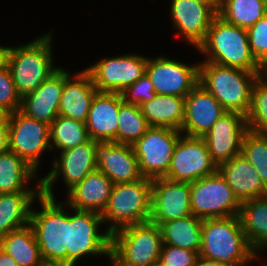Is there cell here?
Masks as SVG:
<instances>
[{
	"label": "cell",
	"mask_w": 267,
	"mask_h": 266,
	"mask_svg": "<svg viewBox=\"0 0 267 266\" xmlns=\"http://www.w3.org/2000/svg\"><path fill=\"white\" fill-rule=\"evenodd\" d=\"M199 255L231 266H246L259 258L247 241L238 215L203 219Z\"/></svg>",
	"instance_id": "cell-1"
},
{
	"label": "cell",
	"mask_w": 267,
	"mask_h": 266,
	"mask_svg": "<svg viewBox=\"0 0 267 266\" xmlns=\"http://www.w3.org/2000/svg\"><path fill=\"white\" fill-rule=\"evenodd\" d=\"M52 37L49 32L27 44L4 47L3 61L21 98L34 92L58 69L52 63Z\"/></svg>",
	"instance_id": "cell-2"
},
{
	"label": "cell",
	"mask_w": 267,
	"mask_h": 266,
	"mask_svg": "<svg viewBox=\"0 0 267 266\" xmlns=\"http://www.w3.org/2000/svg\"><path fill=\"white\" fill-rule=\"evenodd\" d=\"M197 49L208 56L202 62L260 72L261 64L251 52L247 29L229 24L218 15Z\"/></svg>",
	"instance_id": "cell-3"
},
{
	"label": "cell",
	"mask_w": 267,
	"mask_h": 266,
	"mask_svg": "<svg viewBox=\"0 0 267 266\" xmlns=\"http://www.w3.org/2000/svg\"><path fill=\"white\" fill-rule=\"evenodd\" d=\"M260 72L222 66L213 62L199 63V83L204 86L227 112L247 116L252 89Z\"/></svg>",
	"instance_id": "cell-4"
},
{
	"label": "cell",
	"mask_w": 267,
	"mask_h": 266,
	"mask_svg": "<svg viewBox=\"0 0 267 266\" xmlns=\"http://www.w3.org/2000/svg\"><path fill=\"white\" fill-rule=\"evenodd\" d=\"M37 201L42 210H31L30 226L33 229L40 254L45 264L67 265L69 248V212L65 204L41 194Z\"/></svg>",
	"instance_id": "cell-5"
},
{
	"label": "cell",
	"mask_w": 267,
	"mask_h": 266,
	"mask_svg": "<svg viewBox=\"0 0 267 266\" xmlns=\"http://www.w3.org/2000/svg\"><path fill=\"white\" fill-rule=\"evenodd\" d=\"M152 179L114 184L108 203L101 213L103 223L111 225L107 232L113 234L124 227L150 222Z\"/></svg>",
	"instance_id": "cell-6"
},
{
	"label": "cell",
	"mask_w": 267,
	"mask_h": 266,
	"mask_svg": "<svg viewBox=\"0 0 267 266\" xmlns=\"http://www.w3.org/2000/svg\"><path fill=\"white\" fill-rule=\"evenodd\" d=\"M162 246L158 225L152 222L131 225L111 234L110 256L121 266H155Z\"/></svg>",
	"instance_id": "cell-7"
},
{
	"label": "cell",
	"mask_w": 267,
	"mask_h": 266,
	"mask_svg": "<svg viewBox=\"0 0 267 266\" xmlns=\"http://www.w3.org/2000/svg\"><path fill=\"white\" fill-rule=\"evenodd\" d=\"M191 213L201 219L239 214L241 202L217 171L191 183Z\"/></svg>",
	"instance_id": "cell-8"
},
{
	"label": "cell",
	"mask_w": 267,
	"mask_h": 266,
	"mask_svg": "<svg viewBox=\"0 0 267 266\" xmlns=\"http://www.w3.org/2000/svg\"><path fill=\"white\" fill-rule=\"evenodd\" d=\"M181 135V131L172 128L150 126L145 134L132 144L144 178H161L168 173L174 149Z\"/></svg>",
	"instance_id": "cell-9"
},
{
	"label": "cell",
	"mask_w": 267,
	"mask_h": 266,
	"mask_svg": "<svg viewBox=\"0 0 267 266\" xmlns=\"http://www.w3.org/2000/svg\"><path fill=\"white\" fill-rule=\"evenodd\" d=\"M69 214V248L67 265L75 266L85 255L110 256L111 234L105 230L100 233L99 225L103 219L101 213L76 210Z\"/></svg>",
	"instance_id": "cell-10"
},
{
	"label": "cell",
	"mask_w": 267,
	"mask_h": 266,
	"mask_svg": "<svg viewBox=\"0 0 267 266\" xmlns=\"http://www.w3.org/2000/svg\"><path fill=\"white\" fill-rule=\"evenodd\" d=\"M217 167L203 137L182 134L174 149L168 173L164 177L172 181L193 183L213 175L217 172Z\"/></svg>",
	"instance_id": "cell-11"
},
{
	"label": "cell",
	"mask_w": 267,
	"mask_h": 266,
	"mask_svg": "<svg viewBox=\"0 0 267 266\" xmlns=\"http://www.w3.org/2000/svg\"><path fill=\"white\" fill-rule=\"evenodd\" d=\"M99 142H88L60 152L53 161L52 170L41 179V191L47 197L55 198L52 188L58 177L66 183L68 191L97 169V150Z\"/></svg>",
	"instance_id": "cell-12"
},
{
	"label": "cell",
	"mask_w": 267,
	"mask_h": 266,
	"mask_svg": "<svg viewBox=\"0 0 267 266\" xmlns=\"http://www.w3.org/2000/svg\"><path fill=\"white\" fill-rule=\"evenodd\" d=\"M147 62V57L129 53L103 58L86 70L98 92L121 94L146 73Z\"/></svg>",
	"instance_id": "cell-13"
},
{
	"label": "cell",
	"mask_w": 267,
	"mask_h": 266,
	"mask_svg": "<svg viewBox=\"0 0 267 266\" xmlns=\"http://www.w3.org/2000/svg\"><path fill=\"white\" fill-rule=\"evenodd\" d=\"M8 125L9 149L37 171L42 153L50 149L49 125L21 110L9 115Z\"/></svg>",
	"instance_id": "cell-14"
},
{
	"label": "cell",
	"mask_w": 267,
	"mask_h": 266,
	"mask_svg": "<svg viewBox=\"0 0 267 266\" xmlns=\"http://www.w3.org/2000/svg\"><path fill=\"white\" fill-rule=\"evenodd\" d=\"M146 74L156 94L185 98L199 83V63L190 66L164 56L148 58Z\"/></svg>",
	"instance_id": "cell-15"
},
{
	"label": "cell",
	"mask_w": 267,
	"mask_h": 266,
	"mask_svg": "<svg viewBox=\"0 0 267 266\" xmlns=\"http://www.w3.org/2000/svg\"><path fill=\"white\" fill-rule=\"evenodd\" d=\"M190 194L191 183L172 181L165 177L152 179L150 222L160 226L192 215Z\"/></svg>",
	"instance_id": "cell-16"
},
{
	"label": "cell",
	"mask_w": 267,
	"mask_h": 266,
	"mask_svg": "<svg viewBox=\"0 0 267 266\" xmlns=\"http://www.w3.org/2000/svg\"><path fill=\"white\" fill-rule=\"evenodd\" d=\"M248 131L246 117L236 112H226L213 124L203 138L217 166L241 154Z\"/></svg>",
	"instance_id": "cell-17"
},
{
	"label": "cell",
	"mask_w": 267,
	"mask_h": 266,
	"mask_svg": "<svg viewBox=\"0 0 267 266\" xmlns=\"http://www.w3.org/2000/svg\"><path fill=\"white\" fill-rule=\"evenodd\" d=\"M227 111L200 83L185 97L181 132L190 137H203Z\"/></svg>",
	"instance_id": "cell-18"
},
{
	"label": "cell",
	"mask_w": 267,
	"mask_h": 266,
	"mask_svg": "<svg viewBox=\"0 0 267 266\" xmlns=\"http://www.w3.org/2000/svg\"><path fill=\"white\" fill-rule=\"evenodd\" d=\"M69 74L58 67L34 92L21 98L20 110L28 117L50 126L59 115L64 79Z\"/></svg>",
	"instance_id": "cell-19"
},
{
	"label": "cell",
	"mask_w": 267,
	"mask_h": 266,
	"mask_svg": "<svg viewBox=\"0 0 267 266\" xmlns=\"http://www.w3.org/2000/svg\"><path fill=\"white\" fill-rule=\"evenodd\" d=\"M170 16L179 34L197 48L217 14L207 5L195 0H172Z\"/></svg>",
	"instance_id": "cell-20"
},
{
	"label": "cell",
	"mask_w": 267,
	"mask_h": 266,
	"mask_svg": "<svg viewBox=\"0 0 267 266\" xmlns=\"http://www.w3.org/2000/svg\"><path fill=\"white\" fill-rule=\"evenodd\" d=\"M97 170L114 184L135 182L143 178L133 146L129 144L100 142Z\"/></svg>",
	"instance_id": "cell-21"
},
{
	"label": "cell",
	"mask_w": 267,
	"mask_h": 266,
	"mask_svg": "<svg viewBox=\"0 0 267 266\" xmlns=\"http://www.w3.org/2000/svg\"><path fill=\"white\" fill-rule=\"evenodd\" d=\"M122 102L123 97L119 93L95 94L85 123L91 140L117 143V117Z\"/></svg>",
	"instance_id": "cell-22"
},
{
	"label": "cell",
	"mask_w": 267,
	"mask_h": 266,
	"mask_svg": "<svg viewBox=\"0 0 267 266\" xmlns=\"http://www.w3.org/2000/svg\"><path fill=\"white\" fill-rule=\"evenodd\" d=\"M217 171L240 202L267 196V187L259 173L242 154L220 163Z\"/></svg>",
	"instance_id": "cell-23"
},
{
	"label": "cell",
	"mask_w": 267,
	"mask_h": 266,
	"mask_svg": "<svg viewBox=\"0 0 267 266\" xmlns=\"http://www.w3.org/2000/svg\"><path fill=\"white\" fill-rule=\"evenodd\" d=\"M72 76L69 74L64 79L59 115L86 123L92 99L98 90L86 69Z\"/></svg>",
	"instance_id": "cell-24"
},
{
	"label": "cell",
	"mask_w": 267,
	"mask_h": 266,
	"mask_svg": "<svg viewBox=\"0 0 267 266\" xmlns=\"http://www.w3.org/2000/svg\"><path fill=\"white\" fill-rule=\"evenodd\" d=\"M113 185L103 172L96 169L67 192L69 200L65 204L70 209L102 213Z\"/></svg>",
	"instance_id": "cell-25"
},
{
	"label": "cell",
	"mask_w": 267,
	"mask_h": 266,
	"mask_svg": "<svg viewBox=\"0 0 267 266\" xmlns=\"http://www.w3.org/2000/svg\"><path fill=\"white\" fill-rule=\"evenodd\" d=\"M238 216L250 247L260 254L267 248V196L241 202Z\"/></svg>",
	"instance_id": "cell-26"
},
{
	"label": "cell",
	"mask_w": 267,
	"mask_h": 266,
	"mask_svg": "<svg viewBox=\"0 0 267 266\" xmlns=\"http://www.w3.org/2000/svg\"><path fill=\"white\" fill-rule=\"evenodd\" d=\"M150 126L168 127L181 131L184 121L185 98L158 95L139 105Z\"/></svg>",
	"instance_id": "cell-27"
},
{
	"label": "cell",
	"mask_w": 267,
	"mask_h": 266,
	"mask_svg": "<svg viewBox=\"0 0 267 266\" xmlns=\"http://www.w3.org/2000/svg\"><path fill=\"white\" fill-rule=\"evenodd\" d=\"M42 192L0 193V237L29 224L31 206Z\"/></svg>",
	"instance_id": "cell-28"
},
{
	"label": "cell",
	"mask_w": 267,
	"mask_h": 266,
	"mask_svg": "<svg viewBox=\"0 0 267 266\" xmlns=\"http://www.w3.org/2000/svg\"><path fill=\"white\" fill-rule=\"evenodd\" d=\"M36 173L33 167L10 149L0 153V193L42 192L41 178L37 191L25 188L30 180L36 178Z\"/></svg>",
	"instance_id": "cell-29"
},
{
	"label": "cell",
	"mask_w": 267,
	"mask_h": 266,
	"mask_svg": "<svg viewBox=\"0 0 267 266\" xmlns=\"http://www.w3.org/2000/svg\"><path fill=\"white\" fill-rule=\"evenodd\" d=\"M0 249L19 266H43L44 260L30 224L0 237Z\"/></svg>",
	"instance_id": "cell-30"
},
{
	"label": "cell",
	"mask_w": 267,
	"mask_h": 266,
	"mask_svg": "<svg viewBox=\"0 0 267 266\" xmlns=\"http://www.w3.org/2000/svg\"><path fill=\"white\" fill-rule=\"evenodd\" d=\"M203 219L193 214L162 223L159 227L163 244L200 252Z\"/></svg>",
	"instance_id": "cell-31"
},
{
	"label": "cell",
	"mask_w": 267,
	"mask_h": 266,
	"mask_svg": "<svg viewBox=\"0 0 267 266\" xmlns=\"http://www.w3.org/2000/svg\"><path fill=\"white\" fill-rule=\"evenodd\" d=\"M267 14V0H225L218 16L225 22L248 29Z\"/></svg>",
	"instance_id": "cell-32"
},
{
	"label": "cell",
	"mask_w": 267,
	"mask_h": 266,
	"mask_svg": "<svg viewBox=\"0 0 267 266\" xmlns=\"http://www.w3.org/2000/svg\"><path fill=\"white\" fill-rule=\"evenodd\" d=\"M50 150L62 151L82 145L90 140L85 123L61 115L49 126Z\"/></svg>",
	"instance_id": "cell-33"
},
{
	"label": "cell",
	"mask_w": 267,
	"mask_h": 266,
	"mask_svg": "<svg viewBox=\"0 0 267 266\" xmlns=\"http://www.w3.org/2000/svg\"><path fill=\"white\" fill-rule=\"evenodd\" d=\"M117 143L134 144L148 130L150 125L142 115L140 107L122 102L118 113Z\"/></svg>",
	"instance_id": "cell-34"
},
{
	"label": "cell",
	"mask_w": 267,
	"mask_h": 266,
	"mask_svg": "<svg viewBox=\"0 0 267 266\" xmlns=\"http://www.w3.org/2000/svg\"><path fill=\"white\" fill-rule=\"evenodd\" d=\"M241 154L253 165L267 187V133L249 130L244 136Z\"/></svg>",
	"instance_id": "cell-35"
},
{
	"label": "cell",
	"mask_w": 267,
	"mask_h": 266,
	"mask_svg": "<svg viewBox=\"0 0 267 266\" xmlns=\"http://www.w3.org/2000/svg\"><path fill=\"white\" fill-rule=\"evenodd\" d=\"M246 119L249 130L267 133V77L261 74L253 85L251 106Z\"/></svg>",
	"instance_id": "cell-36"
},
{
	"label": "cell",
	"mask_w": 267,
	"mask_h": 266,
	"mask_svg": "<svg viewBox=\"0 0 267 266\" xmlns=\"http://www.w3.org/2000/svg\"><path fill=\"white\" fill-rule=\"evenodd\" d=\"M0 107L10 114L21 109V97L16 91L11 72L3 60L0 62Z\"/></svg>",
	"instance_id": "cell-37"
},
{
	"label": "cell",
	"mask_w": 267,
	"mask_h": 266,
	"mask_svg": "<svg viewBox=\"0 0 267 266\" xmlns=\"http://www.w3.org/2000/svg\"><path fill=\"white\" fill-rule=\"evenodd\" d=\"M251 52L262 64L267 59V14L247 29Z\"/></svg>",
	"instance_id": "cell-38"
},
{
	"label": "cell",
	"mask_w": 267,
	"mask_h": 266,
	"mask_svg": "<svg viewBox=\"0 0 267 266\" xmlns=\"http://www.w3.org/2000/svg\"><path fill=\"white\" fill-rule=\"evenodd\" d=\"M199 252L163 244L158 264L160 266H195Z\"/></svg>",
	"instance_id": "cell-39"
},
{
	"label": "cell",
	"mask_w": 267,
	"mask_h": 266,
	"mask_svg": "<svg viewBox=\"0 0 267 266\" xmlns=\"http://www.w3.org/2000/svg\"><path fill=\"white\" fill-rule=\"evenodd\" d=\"M123 101L129 104L140 105L156 96L153 84L145 73L134 84L127 87L122 93Z\"/></svg>",
	"instance_id": "cell-40"
},
{
	"label": "cell",
	"mask_w": 267,
	"mask_h": 266,
	"mask_svg": "<svg viewBox=\"0 0 267 266\" xmlns=\"http://www.w3.org/2000/svg\"><path fill=\"white\" fill-rule=\"evenodd\" d=\"M9 150V125L0 126V153Z\"/></svg>",
	"instance_id": "cell-41"
},
{
	"label": "cell",
	"mask_w": 267,
	"mask_h": 266,
	"mask_svg": "<svg viewBox=\"0 0 267 266\" xmlns=\"http://www.w3.org/2000/svg\"><path fill=\"white\" fill-rule=\"evenodd\" d=\"M195 266H231V265L219 261L209 260L199 256Z\"/></svg>",
	"instance_id": "cell-42"
},
{
	"label": "cell",
	"mask_w": 267,
	"mask_h": 266,
	"mask_svg": "<svg viewBox=\"0 0 267 266\" xmlns=\"http://www.w3.org/2000/svg\"><path fill=\"white\" fill-rule=\"evenodd\" d=\"M0 266H19L13 258L0 249Z\"/></svg>",
	"instance_id": "cell-43"
},
{
	"label": "cell",
	"mask_w": 267,
	"mask_h": 266,
	"mask_svg": "<svg viewBox=\"0 0 267 266\" xmlns=\"http://www.w3.org/2000/svg\"><path fill=\"white\" fill-rule=\"evenodd\" d=\"M209 6L217 15L221 8V3L218 0H195Z\"/></svg>",
	"instance_id": "cell-44"
},
{
	"label": "cell",
	"mask_w": 267,
	"mask_h": 266,
	"mask_svg": "<svg viewBox=\"0 0 267 266\" xmlns=\"http://www.w3.org/2000/svg\"><path fill=\"white\" fill-rule=\"evenodd\" d=\"M10 113L4 108L0 107V126L5 125L8 122Z\"/></svg>",
	"instance_id": "cell-45"
},
{
	"label": "cell",
	"mask_w": 267,
	"mask_h": 266,
	"mask_svg": "<svg viewBox=\"0 0 267 266\" xmlns=\"http://www.w3.org/2000/svg\"><path fill=\"white\" fill-rule=\"evenodd\" d=\"M260 74L267 77V59L261 64Z\"/></svg>",
	"instance_id": "cell-46"
},
{
	"label": "cell",
	"mask_w": 267,
	"mask_h": 266,
	"mask_svg": "<svg viewBox=\"0 0 267 266\" xmlns=\"http://www.w3.org/2000/svg\"><path fill=\"white\" fill-rule=\"evenodd\" d=\"M4 46H0V62L3 60Z\"/></svg>",
	"instance_id": "cell-47"
},
{
	"label": "cell",
	"mask_w": 267,
	"mask_h": 266,
	"mask_svg": "<svg viewBox=\"0 0 267 266\" xmlns=\"http://www.w3.org/2000/svg\"><path fill=\"white\" fill-rule=\"evenodd\" d=\"M111 262H112V265L111 266H121L120 264H118L111 256L108 257Z\"/></svg>",
	"instance_id": "cell-48"
},
{
	"label": "cell",
	"mask_w": 267,
	"mask_h": 266,
	"mask_svg": "<svg viewBox=\"0 0 267 266\" xmlns=\"http://www.w3.org/2000/svg\"><path fill=\"white\" fill-rule=\"evenodd\" d=\"M43 266H70V265L44 264Z\"/></svg>",
	"instance_id": "cell-49"
}]
</instances>
